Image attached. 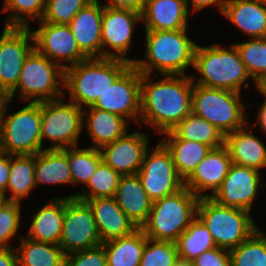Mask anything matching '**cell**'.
<instances>
[{
    "instance_id": "cell-1",
    "label": "cell",
    "mask_w": 266,
    "mask_h": 266,
    "mask_svg": "<svg viewBox=\"0 0 266 266\" xmlns=\"http://www.w3.org/2000/svg\"><path fill=\"white\" fill-rule=\"evenodd\" d=\"M151 76L141 73L139 122L163 134L192 112L193 81L190 75Z\"/></svg>"
},
{
    "instance_id": "cell-2",
    "label": "cell",
    "mask_w": 266,
    "mask_h": 266,
    "mask_svg": "<svg viewBox=\"0 0 266 266\" xmlns=\"http://www.w3.org/2000/svg\"><path fill=\"white\" fill-rule=\"evenodd\" d=\"M188 30H144V58L134 59L132 64L142 74L153 75L156 70L160 75H187L188 68L194 66L197 46Z\"/></svg>"
},
{
    "instance_id": "cell-3",
    "label": "cell",
    "mask_w": 266,
    "mask_h": 266,
    "mask_svg": "<svg viewBox=\"0 0 266 266\" xmlns=\"http://www.w3.org/2000/svg\"><path fill=\"white\" fill-rule=\"evenodd\" d=\"M227 48L218 43L206 47L197 44L193 66L196 73L190 74L193 84L237 93H241L243 87L244 89L250 87L251 77L245 69L236 46L232 44Z\"/></svg>"
},
{
    "instance_id": "cell-4",
    "label": "cell",
    "mask_w": 266,
    "mask_h": 266,
    "mask_svg": "<svg viewBox=\"0 0 266 266\" xmlns=\"http://www.w3.org/2000/svg\"><path fill=\"white\" fill-rule=\"evenodd\" d=\"M130 65L122 59L102 57L87 58L70 66L65 69L64 80L70 96L65 92L64 98L83 109L92 106Z\"/></svg>"
},
{
    "instance_id": "cell-5",
    "label": "cell",
    "mask_w": 266,
    "mask_h": 266,
    "mask_svg": "<svg viewBox=\"0 0 266 266\" xmlns=\"http://www.w3.org/2000/svg\"><path fill=\"white\" fill-rule=\"evenodd\" d=\"M199 199L184 187L152 202L148 219L141 229L149 239L175 242L196 218Z\"/></svg>"
},
{
    "instance_id": "cell-6",
    "label": "cell",
    "mask_w": 266,
    "mask_h": 266,
    "mask_svg": "<svg viewBox=\"0 0 266 266\" xmlns=\"http://www.w3.org/2000/svg\"><path fill=\"white\" fill-rule=\"evenodd\" d=\"M251 213L222 206L210 197H203L198 201L196 217L207 227L216 247L231 250L260 228Z\"/></svg>"
},
{
    "instance_id": "cell-7",
    "label": "cell",
    "mask_w": 266,
    "mask_h": 266,
    "mask_svg": "<svg viewBox=\"0 0 266 266\" xmlns=\"http://www.w3.org/2000/svg\"><path fill=\"white\" fill-rule=\"evenodd\" d=\"M65 70L50 61L35 48L26 57L17 86L9 93L10 99L18 91L24 102H43L63 98Z\"/></svg>"
},
{
    "instance_id": "cell-8",
    "label": "cell",
    "mask_w": 266,
    "mask_h": 266,
    "mask_svg": "<svg viewBox=\"0 0 266 266\" xmlns=\"http://www.w3.org/2000/svg\"><path fill=\"white\" fill-rule=\"evenodd\" d=\"M241 94L193 84L192 113L211 123L225 136L249 123Z\"/></svg>"
},
{
    "instance_id": "cell-9",
    "label": "cell",
    "mask_w": 266,
    "mask_h": 266,
    "mask_svg": "<svg viewBox=\"0 0 266 266\" xmlns=\"http://www.w3.org/2000/svg\"><path fill=\"white\" fill-rule=\"evenodd\" d=\"M0 123V151L10 155H35L42 150L41 102H28Z\"/></svg>"
},
{
    "instance_id": "cell-10",
    "label": "cell",
    "mask_w": 266,
    "mask_h": 266,
    "mask_svg": "<svg viewBox=\"0 0 266 266\" xmlns=\"http://www.w3.org/2000/svg\"><path fill=\"white\" fill-rule=\"evenodd\" d=\"M60 98L41 102L42 120V150L44 139L52 141L46 149H64L78 146L81 132H83V108L75 103Z\"/></svg>"
},
{
    "instance_id": "cell-11",
    "label": "cell",
    "mask_w": 266,
    "mask_h": 266,
    "mask_svg": "<svg viewBox=\"0 0 266 266\" xmlns=\"http://www.w3.org/2000/svg\"><path fill=\"white\" fill-rule=\"evenodd\" d=\"M145 152L137 176L149 199L154 202L173 195L184 188V180L178 175L170 151L159 140L152 153Z\"/></svg>"
},
{
    "instance_id": "cell-12",
    "label": "cell",
    "mask_w": 266,
    "mask_h": 266,
    "mask_svg": "<svg viewBox=\"0 0 266 266\" xmlns=\"http://www.w3.org/2000/svg\"><path fill=\"white\" fill-rule=\"evenodd\" d=\"M102 244L90 206L65 196V214L59 246L63 253L86 250Z\"/></svg>"
},
{
    "instance_id": "cell-13",
    "label": "cell",
    "mask_w": 266,
    "mask_h": 266,
    "mask_svg": "<svg viewBox=\"0 0 266 266\" xmlns=\"http://www.w3.org/2000/svg\"><path fill=\"white\" fill-rule=\"evenodd\" d=\"M140 22V12L132 9L113 8L103 4L102 57L122 59L132 64L134 59L128 58L127 54L132 46L135 26Z\"/></svg>"
},
{
    "instance_id": "cell-14",
    "label": "cell",
    "mask_w": 266,
    "mask_h": 266,
    "mask_svg": "<svg viewBox=\"0 0 266 266\" xmlns=\"http://www.w3.org/2000/svg\"><path fill=\"white\" fill-rule=\"evenodd\" d=\"M33 49L31 27H3L0 35V87L8 93L17 86L24 61Z\"/></svg>"
},
{
    "instance_id": "cell-15",
    "label": "cell",
    "mask_w": 266,
    "mask_h": 266,
    "mask_svg": "<svg viewBox=\"0 0 266 266\" xmlns=\"http://www.w3.org/2000/svg\"><path fill=\"white\" fill-rule=\"evenodd\" d=\"M141 72L131 64L92 107L119 115L127 121L140 119Z\"/></svg>"
},
{
    "instance_id": "cell-16",
    "label": "cell",
    "mask_w": 266,
    "mask_h": 266,
    "mask_svg": "<svg viewBox=\"0 0 266 266\" xmlns=\"http://www.w3.org/2000/svg\"><path fill=\"white\" fill-rule=\"evenodd\" d=\"M38 22L40 27L31 31L34 38V48L39 53L63 67L64 70L87 59L78 47L68 25Z\"/></svg>"
},
{
    "instance_id": "cell-17",
    "label": "cell",
    "mask_w": 266,
    "mask_h": 266,
    "mask_svg": "<svg viewBox=\"0 0 266 266\" xmlns=\"http://www.w3.org/2000/svg\"><path fill=\"white\" fill-rule=\"evenodd\" d=\"M261 180L259 170L232 163L227 176L210 198L222 206L251 212L254 200L258 195L259 186L264 185L266 187V183L261 182Z\"/></svg>"
},
{
    "instance_id": "cell-18",
    "label": "cell",
    "mask_w": 266,
    "mask_h": 266,
    "mask_svg": "<svg viewBox=\"0 0 266 266\" xmlns=\"http://www.w3.org/2000/svg\"><path fill=\"white\" fill-rule=\"evenodd\" d=\"M149 141L147 133L139 130L127 132L123 137L99 149L102 161L121 175H135L141 168Z\"/></svg>"
},
{
    "instance_id": "cell-19",
    "label": "cell",
    "mask_w": 266,
    "mask_h": 266,
    "mask_svg": "<svg viewBox=\"0 0 266 266\" xmlns=\"http://www.w3.org/2000/svg\"><path fill=\"white\" fill-rule=\"evenodd\" d=\"M231 165L232 160L225 145L212 148L184 181V187L199 198L210 197L220 187ZM208 190L211 194H206V191L209 192ZM204 192L205 194H203Z\"/></svg>"
},
{
    "instance_id": "cell-20",
    "label": "cell",
    "mask_w": 266,
    "mask_h": 266,
    "mask_svg": "<svg viewBox=\"0 0 266 266\" xmlns=\"http://www.w3.org/2000/svg\"><path fill=\"white\" fill-rule=\"evenodd\" d=\"M102 15L103 4L100 0H92L81 8L68 25L87 58H102Z\"/></svg>"
},
{
    "instance_id": "cell-21",
    "label": "cell",
    "mask_w": 266,
    "mask_h": 266,
    "mask_svg": "<svg viewBox=\"0 0 266 266\" xmlns=\"http://www.w3.org/2000/svg\"><path fill=\"white\" fill-rule=\"evenodd\" d=\"M92 209L101 242L131 234L136 225L118 206L114 197L95 198L85 201Z\"/></svg>"
},
{
    "instance_id": "cell-22",
    "label": "cell",
    "mask_w": 266,
    "mask_h": 266,
    "mask_svg": "<svg viewBox=\"0 0 266 266\" xmlns=\"http://www.w3.org/2000/svg\"><path fill=\"white\" fill-rule=\"evenodd\" d=\"M189 15L185 0H146L141 23L145 30L187 29Z\"/></svg>"
},
{
    "instance_id": "cell-23",
    "label": "cell",
    "mask_w": 266,
    "mask_h": 266,
    "mask_svg": "<svg viewBox=\"0 0 266 266\" xmlns=\"http://www.w3.org/2000/svg\"><path fill=\"white\" fill-rule=\"evenodd\" d=\"M222 15L252 38L266 37V0H225Z\"/></svg>"
},
{
    "instance_id": "cell-24",
    "label": "cell",
    "mask_w": 266,
    "mask_h": 266,
    "mask_svg": "<svg viewBox=\"0 0 266 266\" xmlns=\"http://www.w3.org/2000/svg\"><path fill=\"white\" fill-rule=\"evenodd\" d=\"M127 124L125 118L105 110L92 106L83 109V130L86 129L92 148L100 149L123 137L129 129Z\"/></svg>"
},
{
    "instance_id": "cell-25",
    "label": "cell",
    "mask_w": 266,
    "mask_h": 266,
    "mask_svg": "<svg viewBox=\"0 0 266 266\" xmlns=\"http://www.w3.org/2000/svg\"><path fill=\"white\" fill-rule=\"evenodd\" d=\"M249 127L250 124L247 123L244 127L225 135L224 145L229 151L232 163L260 171L266 168V145L250 131L252 128Z\"/></svg>"
},
{
    "instance_id": "cell-26",
    "label": "cell",
    "mask_w": 266,
    "mask_h": 266,
    "mask_svg": "<svg viewBox=\"0 0 266 266\" xmlns=\"http://www.w3.org/2000/svg\"><path fill=\"white\" fill-rule=\"evenodd\" d=\"M114 198L118 206L137 228L147 221L152 201L135 175H122Z\"/></svg>"
},
{
    "instance_id": "cell-27",
    "label": "cell",
    "mask_w": 266,
    "mask_h": 266,
    "mask_svg": "<svg viewBox=\"0 0 266 266\" xmlns=\"http://www.w3.org/2000/svg\"><path fill=\"white\" fill-rule=\"evenodd\" d=\"M65 214V197H54L32 217L26 237L59 245Z\"/></svg>"
},
{
    "instance_id": "cell-28",
    "label": "cell",
    "mask_w": 266,
    "mask_h": 266,
    "mask_svg": "<svg viewBox=\"0 0 266 266\" xmlns=\"http://www.w3.org/2000/svg\"><path fill=\"white\" fill-rule=\"evenodd\" d=\"M161 135L164 138L160 141L170 151L177 173L184 181L212 149L200 142L181 140L172 130Z\"/></svg>"
},
{
    "instance_id": "cell-29",
    "label": "cell",
    "mask_w": 266,
    "mask_h": 266,
    "mask_svg": "<svg viewBox=\"0 0 266 266\" xmlns=\"http://www.w3.org/2000/svg\"><path fill=\"white\" fill-rule=\"evenodd\" d=\"M147 236L141 228L131 234L102 243L107 266H140Z\"/></svg>"
},
{
    "instance_id": "cell-30",
    "label": "cell",
    "mask_w": 266,
    "mask_h": 266,
    "mask_svg": "<svg viewBox=\"0 0 266 266\" xmlns=\"http://www.w3.org/2000/svg\"><path fill=\"white\" fill-rule=\"evenodd\" d=\"M35 184H72L68 156L61 150L44 149L35 154Z\"/></svg>"
},
{
    "instance_id": "cell-31",
    "label": "cell",
    "mask_w": 266,
    "mask_h": 266,
    "mask_svg": "<svg viewBox=\"0 0 266 266\" xmlns=\"http://www.w3.org/2000/svg\"><path fill=\"white\" fill-rule=\"evenodd\" d=\"M19 237V246L15 247L19 266H65V254L59 245Z\"/></svg>"
},
{
    "instance_id": "cell-32",
    "label": "cell",
    "mask_w": 266,
    "mask_h": 266,
    "mask_svg": "<svg viewBox=\"0 0 266 266\" xmlns=\"http://www.w3.org/2000/svg\"><path fill=\"white\" fill-rule=\"evenodd\" d=\"M35 155H11L6 201L21 202L30 195L35 184ZM10 192V196H7Z\"/></svg>"
},
{
    "instance_id": "cell-33",
    "label": "cell",
    "mask_w": 266,
    "mask_h": 266,
    "mask_svg": "<svg viewBox=\"0 0 266 266\" xmlns=\"http://www.w3.org/2000/svg\"><path fill=\"white\" fill-rule=\"evenodd\" d=\"M172 131L181 140L200 142L212 148L224 145L225 136L211 123L192 112Z\"/></svg>"
},
{
    "instance_id": "cell-34",
    "label": "cell",
    "mask_w": 266,
    "mask_h": 266,
    "mask_svg": "<svg viewBox=\"0 0 266 266\" xmlns=\"http://www.w3.org/2000/svg\"><path fill=\"white\" fill-rule=\"evenodd\" d=\"M178 257L193 260L201 253L216 247L207 227L196 217L175 241Z\"/></svg>"
},
{
    "instance_id": "cell-35",
    "label": "cell",
    "mask_w": 266,
    "mask_h": 266,
    "mask_svg": "<svg viewBox=\"0 0 266 266\" xmlns=\"http://www.w3.org/2000/svg\"><path fill=\"white\" fill-rule=\"evenodd\" d=\"M67 156L72 174V184L87 185L91 176L102 162V155L99 149L68 147L61 149Z\"/></svg>"
},
{
    "instance_id": "cell-36",
    "label": "cell",
    "mask_w": 266,
    "mask_h": 266,
    "mask_svg": "<svg viewBox=\"0 0 266 266\" xmlns=\"http://www.w3.org/2000/svg\"><path fill=\"white\" fill-rule=\"evenodd\" d=\"M248 75L257 86L266 79V37L234 43Z\"/></svg>"
},
{
    "instance_id": "cell-37",
    "label": "cell",
    "mask_w": 266,
    "mask_h": 266,
    "mask_svg": "<svg viewBox=\"0 0 266 266\" xmlns=\"http://www.w3.org/2000/svg\"><path fill=\"white\" fill-rule=\"evenodd\" d=\"M121 176L102 161L85 186L86 188L70 196L83 202L95 198L114 197Z\"/></svg>"
},
{
    "instance_id": "cell-38",
    "label": "cell",
    "mask_w": 266,
    "mask_h": 266,
    "mask_svg": "<svg viewBox=\"0 0 266 266\" xmlns=\"http://www.w3.org/2000/svg\"><path fill=\"white\" fill-rule=\"evenodd\" d=\"M229 251L231 266H266V233L259 228Z\"/></svg>"
},
{
    "instance_id": "cell-39",
    "label": "cell",
    "mask_w": 266,
    "mask_h": 266,
    "mask_svg": "<svg viewBox=\"0 0 266 266\" xmlns=\"http://www.w3.org/2000/svg\"><path fill=\"white\" fill-rule=\"evenodd\" d=\"M3 13L9 12L4 27H30L31 21H40L46 0H3Z\"/></svg>"
},
{
    "instance_id": "cell-40",
    "label": "cell",
    "mask_w": 266,
    "mask_h": 266,
    "mask_svg": "<svg viewBox=\"0 0 266 266\" xmlns=\"http://www.w3.org/2000/svg\"><path fill=\"white\" fill-rule=\"evenodd\" d=\"M178 258L175 242L147 238L140 266H173Z\"/></svg>"
},
{
    "instance_id": "cell-41",
    "label": "cell",
    "mask_w": 266,
    "mask_h": 266,
    "mask_svg": "<svg viewBox=\"0 0 266 266\" xmlns=\"http://www.w3.org/2000/svg\"><path fill=\"white\" fill-rule=\"evenodd\" d=\"M92 0H46L40 21L69 25L72 18Z\"/></svg>"
},
{
    "instance_id": "cell-42",
    "label": "cell",
    "mask_w": 266,
    "mask_h": 266,
    "mask_svg": "<svg viewBox=\"0 0 266 266\" xmlns=\"http://www.w3.org/2000/svg\"><path fill=\"white\" fill-rule=\"evenodd\" d=\"M22 202L5 201L0 206V247H13L10 239L18 234Z\"/></svg>"
},
{
    "instance_id": "cell-43",
    "label": "cell",
    "mask_w": 266,
    "mask_h": 266,
    "mask_svg": "<svg viewBox=\"0 0 266 266\" xmlns=\"http://www.w3.org/2000/svg\"><path fill=\"white\" fill-rule=\"evenodd\" d=\"M65 266H107V258L102 244L65 255Z\"/></svg>"
},
{
    "instance_id": "cell-44",
    "label": "cell",
    "mask_w": 266,
    "mask_h": 266,
    "mask_svg": "<svg viewBox=\"0 0 266 266\" xmlns=\"http://www.w3.org/2000/svg\"><path fill=\"white\" fill-rule=\"evenodd\" d=\"M194 266H231L230 251L214 247L192 260Z\"/></svg>"
},
{
    "instance_id": "cell-45",
    "label": "cell",
    "mask_w": 266,
    "mask_h": 266,
    "mask_svg": "<svg viewBox=\"0 0 266 266\" xmlns=\"http://www.w3.org/2000/svg\"><path fill=\"white\" fill-rule=\"evenodd\" d=\"M11 155L0 151V194L5 197L10 176Z\"/></svg>"
},
{
    "instance_id": "cell-46",
    "label": "cell",
    "mask_w": 266,
    "mask_h": 266,
    "mask_svg": "<svg viewBox=\"0 0 266 266\" xmlns=\"http://www.w3.org/2000/svg\"><path fill=\"white\" fill-rule=\"evenodd\" d=\"M185 1H186V6H187L189 13L190 11H192L193 13H196L197 11L203 10L204 8L209 7V6H214V7L216 6L218 12L222 14L224 3H225V0H185ZM190 1H191L192 6L189 4Z\"/></svg>"
},
{
    "instance_id": "cell-47",
    "label": "cell",
    "mask_w": 266,
    "mask_h": 266,
    "mask_svg": "<svg viewBox=\"0 0 266 266\" xmlns=\"http://www.w3.org/2000/svg\"><path fill=\"white\" fill-rule=\"evenodd\" d=\"M103 3L105 6L122 9H132L137 12L143 10L146 0H107Z\"/></svg>"
},
{
    "instance_id": "cell-48",
    "label": "cell",
    "mask_w": 266,
    "mask_h": 266,
    "mask_svg": "<svg viewBox=\"0 0 266 266\" xmlns=\"http://www.w3.org/2000/svg\"><path fill=\"white\" fill-rule=\"evenodd\" d=\"M0 266H19L16 248L0 247Z\"/></svg>"
},
{
    "instance_id": "cell-49",
    "label": "cell",
    "mask_w": 266,
    "mask_h": 266,
    "mask_svg": "<svg viewBox=\"0 0 266 266\" xmlns=\"http://www.w3.org/2000/svg\"><path fill=\"white\" fill-rule=\"evenodd\" d=\"M260 105L261 106L259 107L257 115V122L252 124L253 126L251 127L256 128V126L259 125L261 131H263L266 136V99Z\"/></svg>"
},
{
    "instance_id": "cell-50",
    "label": "cell",
    "mask_w": 266,
    "mask_h": 266,
    "mask_svg": "<svg viewBox=\"0 0 266 266\" xmlns=\"http://www.w3.org/2000/svg\"><path fill=\"white\" fill-rule=\"evenodd\" d=\"M11 99L9 93L0 87V123L3 117L5 110H7L8 105L10 104Z\"/></svg>"
},
{
    "instance_id": "cell-51",
    "label": "cell",
    "mask_w": 266,
    "mask_h": 266,
    "mask_svg": "<svg viewBox=\"0 0 266 266\" xmlns=\"http://www.w3.org/2000/svg\"><path fill=\"white\" fill-rule=\"evenodd\" d=\"M173 266H194V263L192 260H185L182 258H178V260L175 262Z\"/></svg>"
},
{
    "instance_id": "cell-52",
    "label": "cell",
    "mask_w": 266,
    "mask_h": 266,
    "mask_svg": "<svg viewBox=\"0 0 266 266\" xmlns=\"http://www.w3.org/2000/svg\"><path fill=\"white\" fill-rule=\"evenodd\" d=\"M257 90L264 96L266 99V79L263 80L258 86Z\"/></svg>"
},
{
    "instance_id": "cell-53",
    "label": "cell",
    "mask_w": 266,
    "mask_h": 266,
    "mask_svg": "<svg viewBox=\"0 0 266 266\" xmlns=\"http://www.w3.org/2000/svg\"><path fill=\"white\" fill-rule=\"evenodd\" d=\"M5 197L0 194V206L5 202Z\"/></svg>"
}]
</instances>
